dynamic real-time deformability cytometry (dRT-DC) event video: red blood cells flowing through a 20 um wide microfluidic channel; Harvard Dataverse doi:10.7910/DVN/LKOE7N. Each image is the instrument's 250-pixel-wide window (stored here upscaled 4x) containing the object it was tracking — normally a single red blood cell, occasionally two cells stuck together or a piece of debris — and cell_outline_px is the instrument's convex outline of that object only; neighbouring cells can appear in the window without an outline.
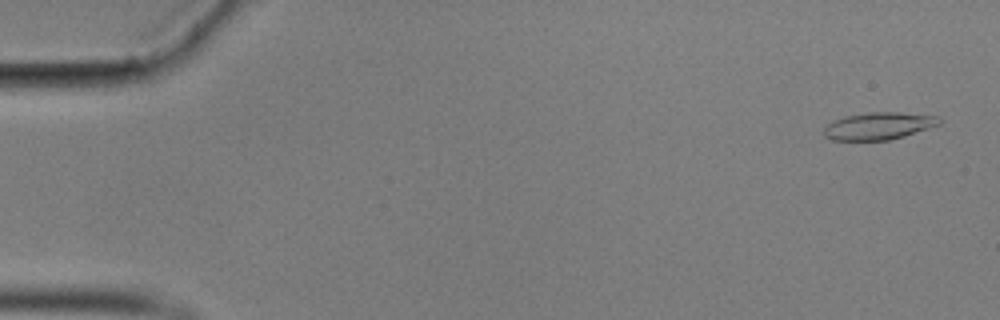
{"species": "common noctule bat (a hibernating species)", "species_latin": "Nyctalus noctula", "temperature_condition": "cold", "stored_images_in_passage": 56, "camera_frame_rate_fps": 3000, "um_per_image_px": 0.085, "animal": {"sex": "male", "body_mass_g": 17.9}, "frame": {"image": 1, "passage_image": 2, "time_ms": 0.333, "image_size_px": [1000, 320], "cell_outline_px": [[940, 124], [904, 136], [888, 140], [832, 140], [824, 136], [824, 128], [828, 124], [844, 116], [868, 112], [900, 112], [936, 116], [940, 120]], "centroid_in_image_um": [74.66, 10.7], "position_along_channel_um": 10.3, "area_um2": 18.15}}
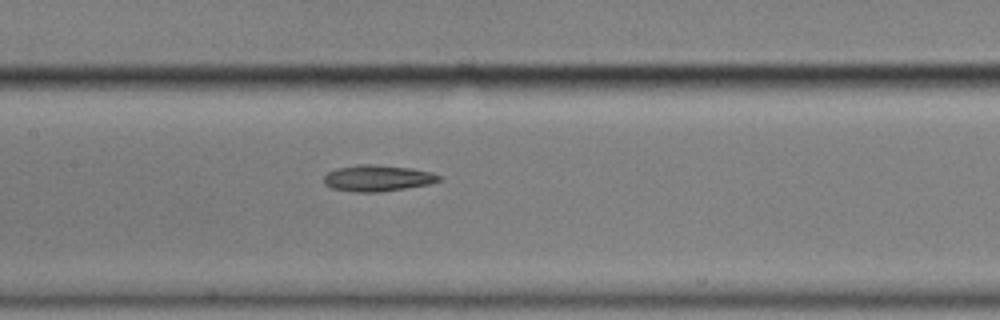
{"frame": {"image": 2, "passage_image": 27, "time_ms": 8.667, "image_size_px": [1000, 320], "cell_outline_px": [[444, 180], [428, 184], [380, 192], [356, 192], [332, 188], [324, 184], [324, 176], [328, 172], [336, 168], [356, 164], [372, 164], [412, 168], [432, 172], [440, 176]], "centroid_in_image_um": [32.09, 15.13], "position_along_channel_um": 175.3, "area_um2": 17.69}}
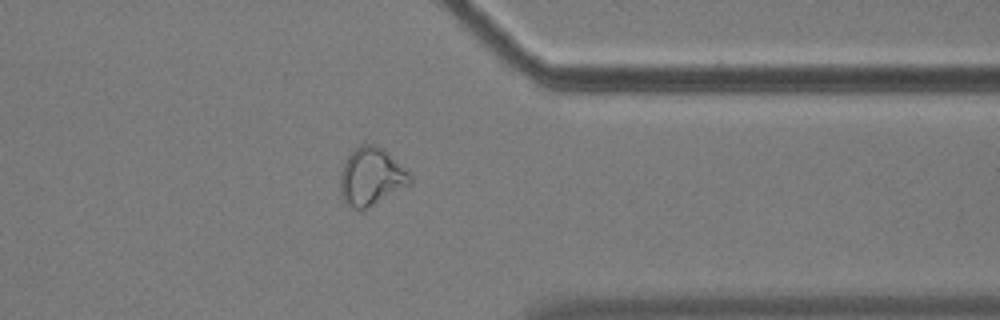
{"frame": {"image": 3, "passage_image": 45, "time_ms": 14.667, "image_size_px": [1000, 320], "cell_outline_px": [[412, 184], [364, 208], [352, 208], [344, 200], [340, 192], [340, 176], [344, 164], [348, 156], [360, 144], [372, 144], [384, 148], [412, 176]], "centroid_in_image_um": [31.57, 14.98], "position_along_channel_um": 379.8, "area_um2": 23.0}}